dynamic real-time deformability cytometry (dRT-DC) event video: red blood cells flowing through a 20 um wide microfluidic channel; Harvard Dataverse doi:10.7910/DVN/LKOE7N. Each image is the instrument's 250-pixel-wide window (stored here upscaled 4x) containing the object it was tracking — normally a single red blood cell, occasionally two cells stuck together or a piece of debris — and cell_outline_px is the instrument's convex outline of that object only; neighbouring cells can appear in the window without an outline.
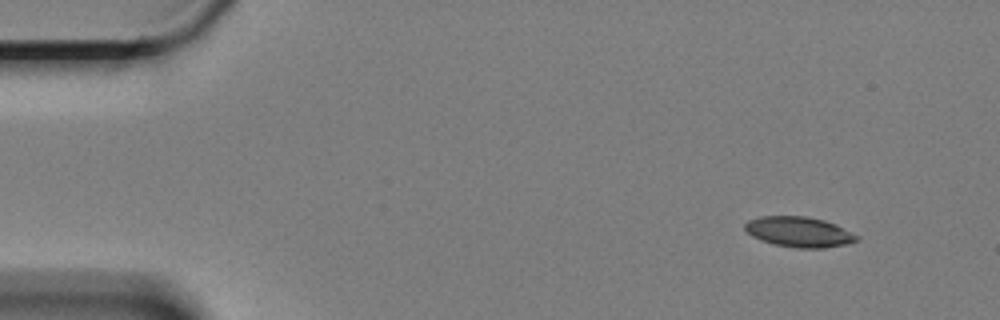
{"species": "Egyptian fruit bat (a non-hibernating species)", "species_latin": "Rousettus aegyptiacus", "temperature_condition": "cold", "stored_images_in_passage": 55, "camera_frame_rate_fps": 3000, "um_per_image_px": 0.085, "animal": {"sex": "female"}, "frame": {"image": 1, "passage_image": 1, "time_ms": 0.0, "image_size_px": [1000, 320], "cell_outline_px": [[860, 240], [848, 244], [824, 248], [796, 248], [776, 244], [760, 240], [752, 236], [744, 228], [744, 224], [748, 220], [760, 216], [808, 216], [824, 220], [836, 224], [860, 236]], "centroid_in_image_um": [67.96, 19.71], "position_along_channel_um": 17.0, "area_um2": 19.94}}
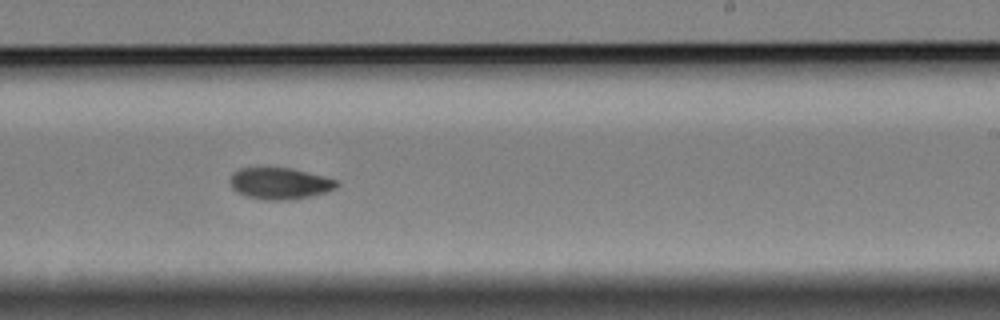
{"frame": {"image": 2, "passage_image": 32, "time_ms": 10.333, "image_size_px": [1000, 320], "cell_outline_px": [[340, 184], [336, 188], [312, 196], [292, 200], [264, 200], [244, 196], [236, 192], [232, 188], [232, 172], [240, 168], [292, 168], [340, 180]], "centroid_in_image_um": [23.82, 15.6], "position_along_channel_um": 265.2, "area_um2": 19.77}}
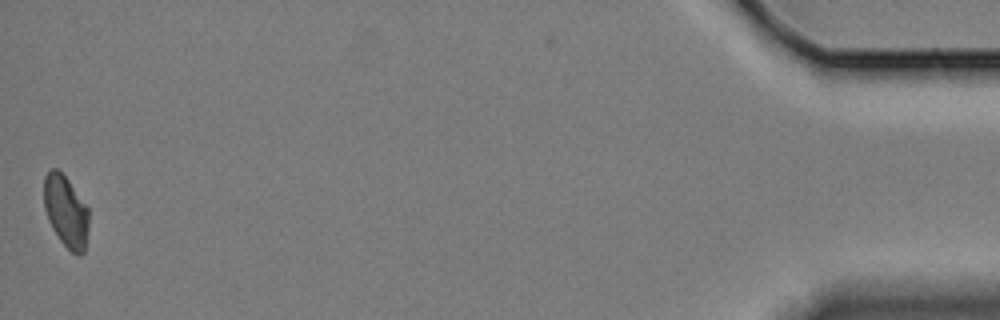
{"frame": {"image": 3, "passage_image": 55, "time_ms": 18.0, "image_size_px": [1000, 320], "cell_outline_px": [[88, 228], [84, 252], [80, 256], [76, 256], [60, 240], [52, 228], [48, 220], [44, 208], [44, 176], [52, 168], [56, 168], [68, 180], [88, 208]], "centroid_in_image_um": [5.59, 17.99], "position_along_channel_um": 429.6, "area_um2": 18.61}, "authors_computed_cell_mechanics": {"area_um2": 19.7098, "velocity_mm_per_s": 3.3242, "shape_relaxation_time_tau1_ms": 11.3328, "shape_relaxation_time_tau2_ms": 3.4904, "deformation_change_tau1": 0.1735, "deformation_change_tau2": 0.062}}